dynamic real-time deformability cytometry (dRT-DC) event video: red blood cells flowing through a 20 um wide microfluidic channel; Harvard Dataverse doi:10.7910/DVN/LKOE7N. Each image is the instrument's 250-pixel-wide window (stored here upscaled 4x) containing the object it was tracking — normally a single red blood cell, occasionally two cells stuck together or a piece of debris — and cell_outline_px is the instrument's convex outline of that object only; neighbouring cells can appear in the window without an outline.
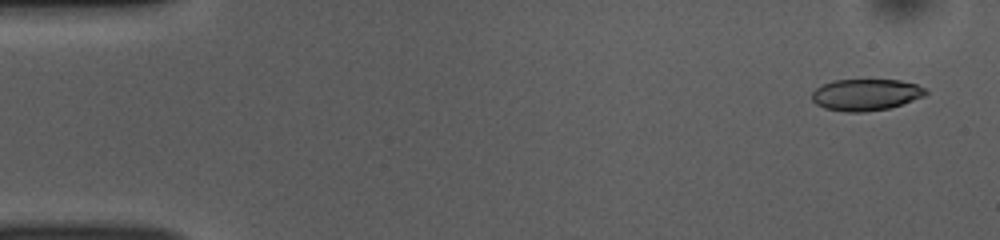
{"species": "common noctule bat (a hibernating species)", "species_latin": "Nyctalus noctula", "temperature_condition": "room temperature", "stored_images_in_passage": 52, "camera_frame_rate_fps": 3000, "um_per_image_px": 0.085, "animal": {"sex": "female", "body_mass_g": 10.0, "forearm_length_mm": 53.1}, "frame": {"image": 1, "passage_image": 3, "time_ms": 0.667, "image_size_px": [1000, 240], "cell_outline_px": [[928, 92], [924, 96], [888, 108], [864, 112], [844, 112], [824, 108], [816, 104], [812, 100], [812, 92], [816, 88], [832, 80], [900, 80], [916, 84], [924, 88]], "centroid_in_image_um": [73.56, 8.05], "position_along_channel_um": 11.4, "area_um2": 20.81}}
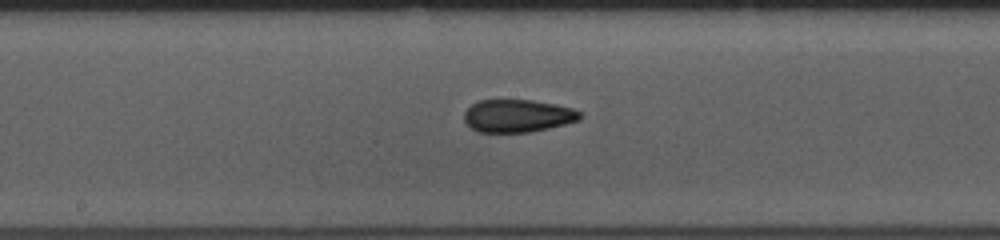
{"frame": {"image": 2, "passage_image": 27, "time_ms": 8.667, "image_size_px": [1000, 240], "cell_outline_px": [[584, 116], [580, 120], [532, 132], [476, 132], [464, 120], [464, 112], [472, 104], [480, 100], [532, 100], [556, 104], [572, 108], [580, 112]], "centroid_in_image_um": [44.02, 9.85], "position_along_channel_um": 204.2, "area_um2": 22.14}}
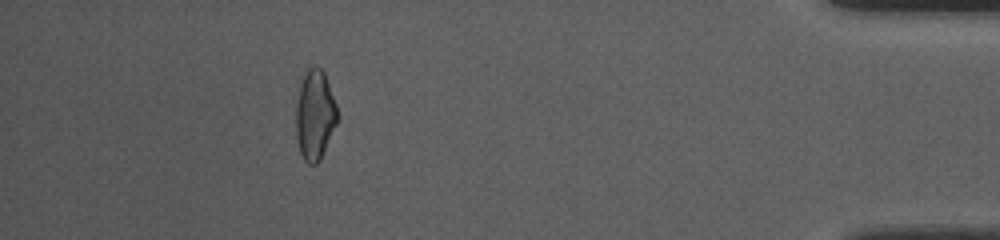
{"frame": {"image": 3, "passage_image": 47, "time_ms": 15.333, "image_size_px": [1000, 240], "cell_outline_px": [[336, 124], [320, 160], [316, 164], [308, 164], [304, 160], [300, 152], [296, 140], [296, 104], [300, 84], [308, 64], [316, 64], [324, 72], [336, 104]], "centroid_in_image_um": [26.73, 9.73], "position_along_channel_um": 408.5, "area_um2": 21.73}, "authors_computed_cell_mechanics": {"area_um2": 21.964, "velocity_mm_per_s": 3.8663, "shape_relaxation_time_tau1_ms": 5.1163, "shape_relaxation_time_tau2_ms": 2.0453, "deformation_change_tau1": 0.1557, "deformation_change_tau2": 0.089}}